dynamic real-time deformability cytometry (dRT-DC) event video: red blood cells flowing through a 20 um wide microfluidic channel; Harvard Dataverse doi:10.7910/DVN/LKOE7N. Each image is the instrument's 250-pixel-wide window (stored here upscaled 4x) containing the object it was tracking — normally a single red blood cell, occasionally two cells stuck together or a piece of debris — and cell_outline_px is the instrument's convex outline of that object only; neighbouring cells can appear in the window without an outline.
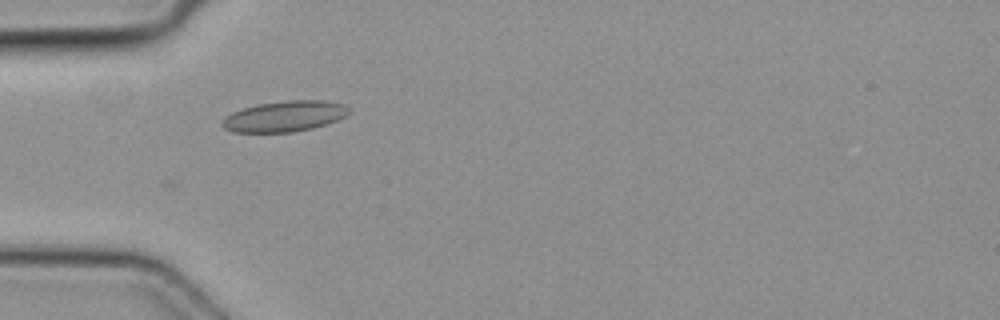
{"species": "common noctule bat (a hibernating species)", "species_latin": "Nyctalus noctula", "temperature_condition": "cold", "stored_images_in_passage": 2, "camera_frame_rate_fps": 3000, "um_per_image_px": 0.085, "animal": {"sex": "female", "body_mass_g": 19.3, "forearm_length_mm": 54.1}, "frame": {"image": 1, "passage_image": 2, "time_ms": 0.333, "image_size_px": [1000, 320], "cell_outline_px": [[352, 112], [336, 120], [312, 128], [292, 132], [232, 132], [224, 128], [220, 124], [220, 120], [224, 116], [232, 112], [256, 104], [284, 100], [324, 100], [344, 104]], "centroid_in_image_um": [24.14, 9.87], "position_along_channel_um": 60.9, "area_um2": 22.83}}